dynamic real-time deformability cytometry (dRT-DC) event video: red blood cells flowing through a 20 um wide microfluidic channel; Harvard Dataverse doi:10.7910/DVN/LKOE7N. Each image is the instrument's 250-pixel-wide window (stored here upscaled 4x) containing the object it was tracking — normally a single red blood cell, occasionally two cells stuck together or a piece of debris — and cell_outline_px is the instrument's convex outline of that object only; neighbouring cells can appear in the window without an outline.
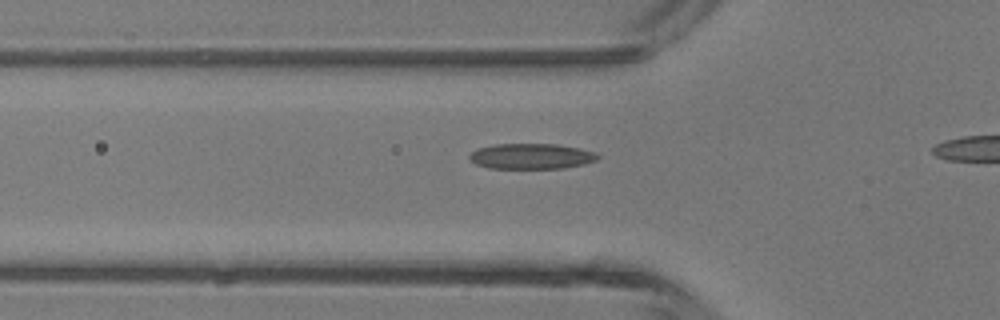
{"species": "common noctule bat (a hibernating species)", "species_latin": "Nyctalus noctula", "temperature_condition": "room temperature", "stored_images_in_passage": 23, "camera_frame_rate_fps": 3000, "um_per_image_px": 0.085, "animal": {"sex": "male", "body_mass_g": 13.3}, "frame": {"image": 1, "passage_image": 10, "time_ms": 3.0, "image_size_px": [1000, 320], "cell_outline_px": [[600, 156], [596, 160], [584, 164], [564, 168], [488, 168], [476, 164], [468, 156], [472, 152], [480, 148], [496, 144], [556, 144], [580, 148], [596, 152]], "centroid_in_image_um": [45.2, 13.28], "position_along_channel_um": 80.6, "area_um2": 18.96}}
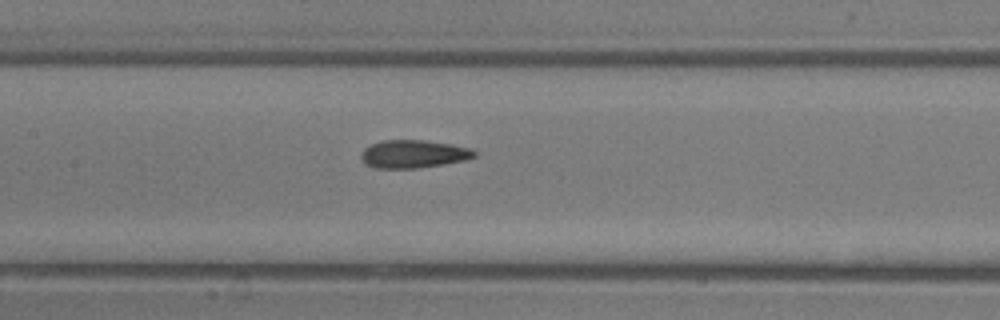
{"frame": {"image": 2, "passage_image": 16, "time_ms": 5.0, "image_size_px": [1000, 320], "cell_outline_px": [[476, 156], [468, 160], [444, 164], [416, 168], [376, 168], [364, 164], [360, 156], [364, 148], [380, 140], [424, 140], [452, 144], [472, 148], [476, 152]], "centroid_in_image_um": [35.16, 13.09], "position_along_channel_um": 172.2, "area_um2": 18.67}}
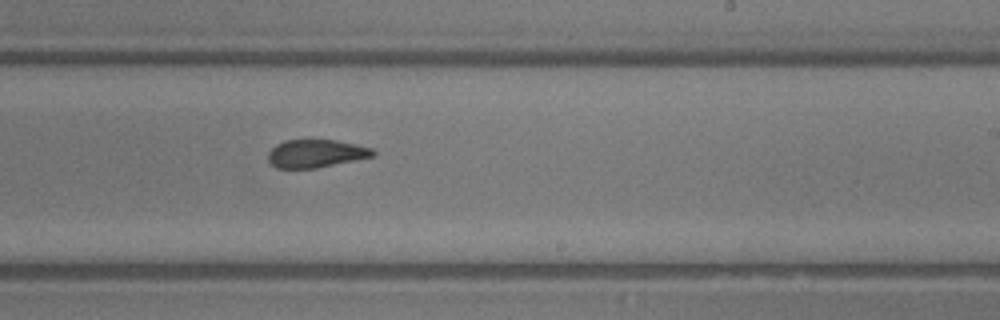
{"frame": {"image": 3, "passage_image": 22, "time_ms": 7.0, "image_size_px": [1000, 320], "cell_outline_px": [[376, 152], [372, 156], [316, 168], [276, 168], [268, 160], [268, 152], [276, 144], [284, 140], [336, 140], [372, 148]], "centroid_in_image_um": [26.81, 13.04], "position_along_channel_um": 262.2, "area_um2": 16.88}}